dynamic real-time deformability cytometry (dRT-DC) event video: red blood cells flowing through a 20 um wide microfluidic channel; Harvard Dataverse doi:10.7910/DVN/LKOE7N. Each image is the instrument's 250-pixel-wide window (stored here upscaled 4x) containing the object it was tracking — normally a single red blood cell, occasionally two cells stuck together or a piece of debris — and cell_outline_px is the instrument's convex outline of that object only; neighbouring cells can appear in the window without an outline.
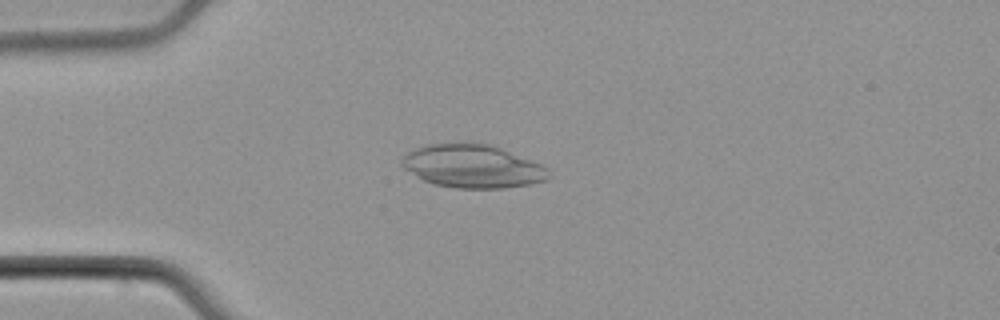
{"species": "common noctule bat (a hibernating species)", "species_latin": "Nyctalus noctula", "temperature_condition": "cold", "stored_images_in_passage": 52, "camera_frame_rate_fps": 3000, "um_per_image_px": 0.085, "animal": {"sex": "male", "body_mass_g": 21.5, "forearm_length_mm": 52.0}, "frame": {"image": 1, "passage_image": 12, "time_ms": 3.667, "image_size_px": [1000, 320], "cell_outline_px": [[552, 176], [548, 180], [532, 184], [504, 188], [456, 188], [432, 184], [424, 180], [404, 168], [400, 164], [400, 160], [408, 152], [416, 148], [428, 144], [488, 144], [500, 148], [540, 164], [548, 168]], "centroid_in_image_um": [40.19, 14.16], "position_along_channel_um": 44.8, "area_um2": 36.65}}
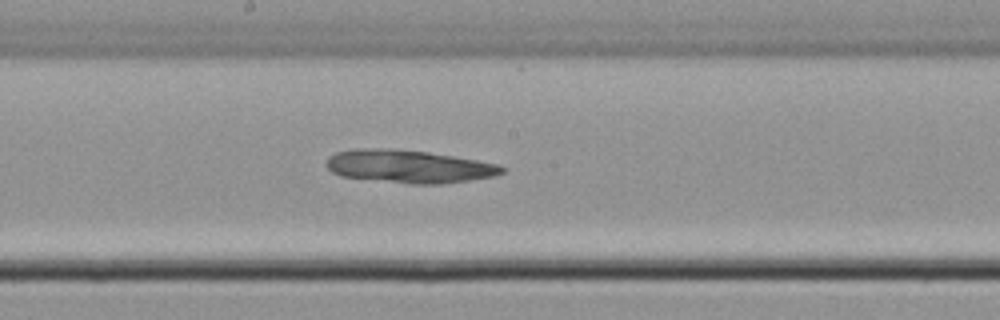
{"frame": {"image": 2, "passage_image": 27, "time_ms": 8.667, "image_size_px": [1000, 320], "cell_outline_px": [[504, 172], [496, 176], [440, 184], [412, 184], [340, 176], [332, 172], [328, 168], [328, 156], [336, 152], [356, 148], [392, 148], [428, 152], [500, 164], [504, 168]], "centroid_in_image_um": [34.75, 14.14], "position_along_channel_um": 213.4, "area_um2": 33.64}}
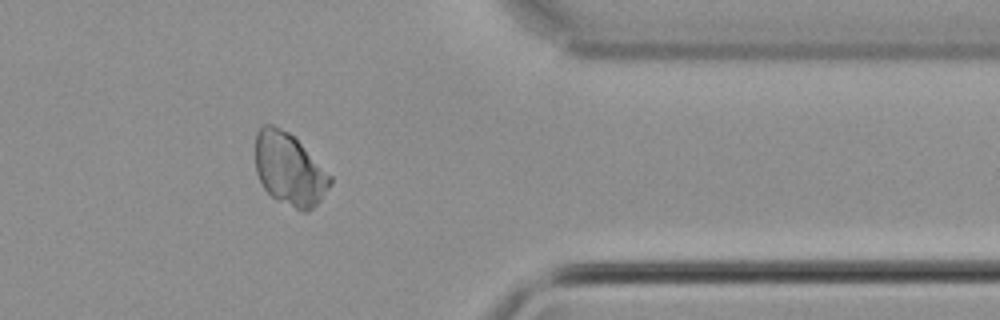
{"frame": {"image": 3, "passage_image": 42, "time_ms": 13.667, "image_size_px": [1000, 320], "cell_outline_px": [[332, 184], [320, 200], [312, 208], [304, 212], [300, 212], [276, 200], [264, 188], [256, 172], [256, 132], [260, 124], [272, 124], [288, 132], [332, 176]], "centroid_in_image_um": [24.58, 14.41], "position_along_channel_um": 386.8, "area_um2": 31.44}}